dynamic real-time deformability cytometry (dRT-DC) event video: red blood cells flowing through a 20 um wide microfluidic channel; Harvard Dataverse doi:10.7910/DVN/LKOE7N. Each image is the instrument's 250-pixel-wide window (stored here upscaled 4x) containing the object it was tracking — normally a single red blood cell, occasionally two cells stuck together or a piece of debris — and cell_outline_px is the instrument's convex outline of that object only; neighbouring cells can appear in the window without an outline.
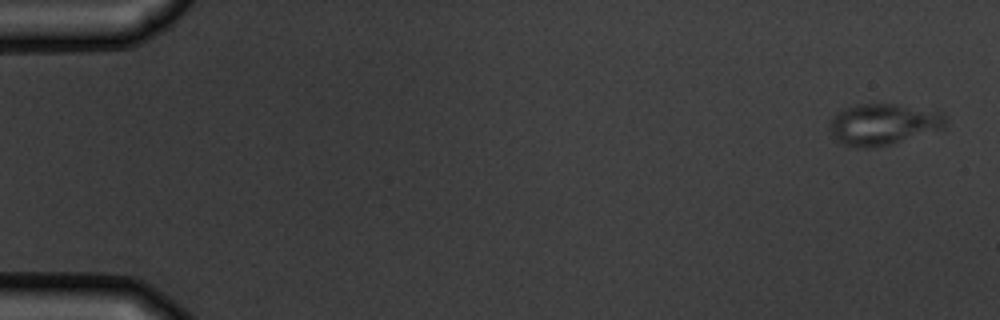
{"species": "common noctule bat (a hibernating species)", "species_latin": "Nyctalus noctula", "temperature_condition": "warm", "stored_images_in_passage": 5, "camera_frame_rate_fps": 3000, "um_per_image_px": 0.085, "animal": {"sex": "male", "body_mass_g": 19.5, "forearm_length_mm": 54.6}, "frame": {"image": 1, "passage_image": 1, "time_ms": 0.0, "image_size_px": [1000, 320], "cell_outline_px": [[948, 120], [940, 128], [888, 144], [868, 148], [856, 148], [840, 144], [836, 140], [828, 128], [832, 116], [844, 108], [856, 104], [892, 104], [944, 112]], "centroid_in_image_um": [74.98, 10.55], "position_along_channel_um": 10.0, "area_um2": 27.51}}